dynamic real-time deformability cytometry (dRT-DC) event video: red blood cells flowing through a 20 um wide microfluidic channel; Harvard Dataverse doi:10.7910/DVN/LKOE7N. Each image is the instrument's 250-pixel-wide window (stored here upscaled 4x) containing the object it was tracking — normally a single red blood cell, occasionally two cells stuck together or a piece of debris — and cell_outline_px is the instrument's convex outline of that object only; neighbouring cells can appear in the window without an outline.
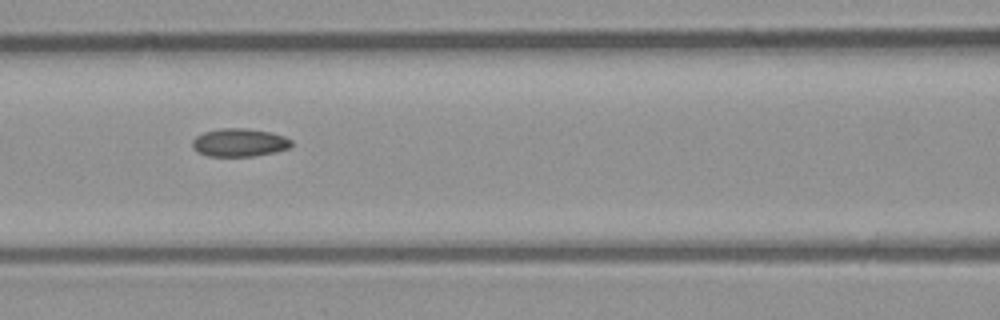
{"species": "common noctule bat (a hibernating species)", "species_latin": "Nyctalus noctula", "temperature_condition": "room temperature", "stored_images_in_passage": 7, "camera_frame_rate_fps": 3000, "um_per_image_px": 0.085, "animal": {"sex": "male", "body_mass_g": 23.1, "forearm_length_mm": 52.7}, "frame": {"image": 1, "passage_image": 7, "time_ms": 2.0, "image_size_px": [1000, 320], "cell_outline_px": [[292, 144], [288, 148], [272, 152], [252, 156], [208, 156], [196, 152], [192, 148], [192, 140], [196, 136], [204, 132], [220, 128], [244, 128], [272, 132], [284, 136], [292, 140]], "centroid_in_image_um": [20.31, 12.11], "position_along_channel_um": 146.3, "area_um2": 16.24}}